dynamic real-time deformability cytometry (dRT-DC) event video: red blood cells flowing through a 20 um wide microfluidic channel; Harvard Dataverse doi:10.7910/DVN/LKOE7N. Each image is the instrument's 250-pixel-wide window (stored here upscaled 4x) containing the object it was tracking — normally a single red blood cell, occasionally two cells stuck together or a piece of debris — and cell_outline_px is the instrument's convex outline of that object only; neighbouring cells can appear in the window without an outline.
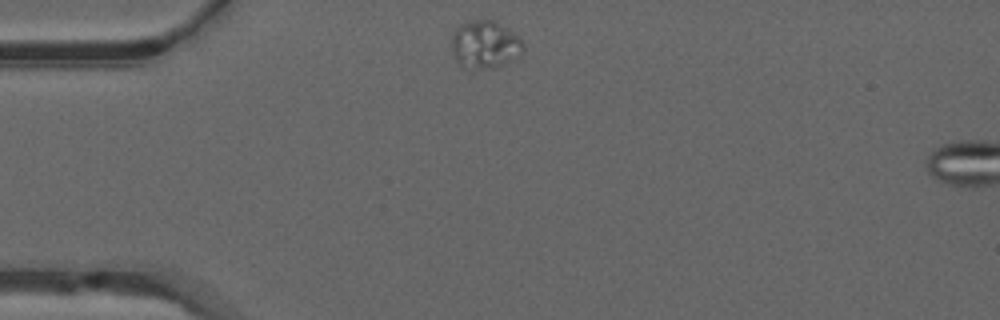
{"species": "common noctule bat (a hibernating species)", "species_latin": "Nyctalus noctula", "temperature_condition": "warm", "stored_images_in_passage": 4, "camera_frame_rate_fps": 3000, "um_per_image_px": 0.085, "animal": {"sex": "male", "forearm_length_mm": 52.5}, "frame": {"image": 1, "passage_image": 1, "time_ms": 0.0, "image_size_px": [1000, 320], "cell_outline_px": [[524, 52], [520, 56], [492, 68], [464, 68], [456, 60], [452, 52], [452, 32], [464, 20], [492, 20], [500, 24], [520, 36], [524, 44]], "centroid_in_image_um": [41.22, 3.76], "position_along_channel_um": 43.8, "area_um2": 20.11}}